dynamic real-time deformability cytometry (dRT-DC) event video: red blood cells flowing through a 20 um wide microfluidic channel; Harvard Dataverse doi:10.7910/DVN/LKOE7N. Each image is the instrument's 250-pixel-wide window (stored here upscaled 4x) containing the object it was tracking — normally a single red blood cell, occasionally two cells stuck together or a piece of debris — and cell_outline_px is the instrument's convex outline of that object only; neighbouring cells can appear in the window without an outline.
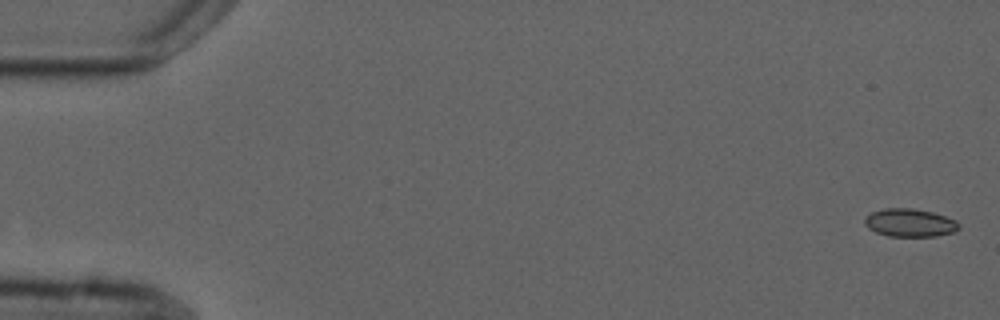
{"species": "common noctule bat (a hibernating species)", "species_latin": "Nyctalus noctula", "temperature_condition": "cold", "stored_images_in_passage": 5, "camera_frame_rate_fps": 3000, "um_per_image_px": 0.085, "animal": {"sex": "male", "forearm_length_mm": 52.5}, "frame": {"image": 1, "passage_image": 1, "time_ms": 0.0, "image_size_px": [1000, 320], "cell_outline_px": [[960, 228], [956, 232], [936, 236], [888, 236], [876, 232], [868, 228], [864, 224], [864, 220], [872, 212], [884, 208], [912, 208], [932, 212], [956, 220], [960, 224]], "centroid_in_image_um": [77.36, 18.94], "position_along_channel_um": 7.6, "area_um2": 15.43}}
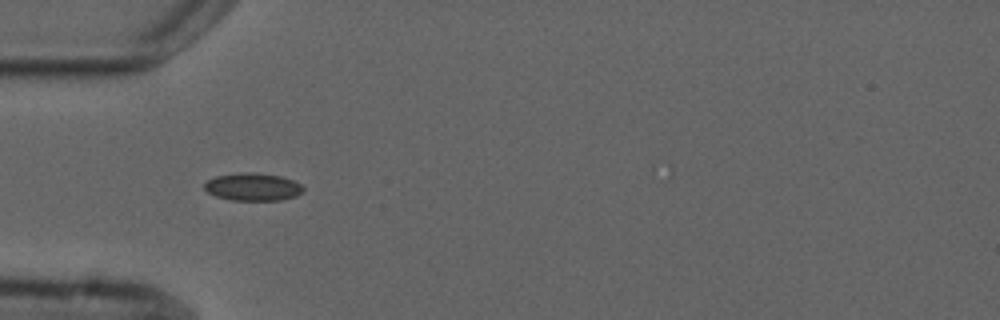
{"frame": {"image": 2, "passage_image": 5, "time_ms": 5.333, "image_size_px": [1000, 320], "cell_outline_px": [[304, 192], [296, 196], [280, 200], [232, 200], [216, 196], [208, 192], [204, 188], [204, 184], [208, 180], [216, 176], [240, 172], [252, 172], [280, 176], [292, 180], [300, 184], [304, 188]], "centroid_in_image_um": [21.5, 15.88], "position_along_channel_um": 63.5, "area_um2": 15.9}}